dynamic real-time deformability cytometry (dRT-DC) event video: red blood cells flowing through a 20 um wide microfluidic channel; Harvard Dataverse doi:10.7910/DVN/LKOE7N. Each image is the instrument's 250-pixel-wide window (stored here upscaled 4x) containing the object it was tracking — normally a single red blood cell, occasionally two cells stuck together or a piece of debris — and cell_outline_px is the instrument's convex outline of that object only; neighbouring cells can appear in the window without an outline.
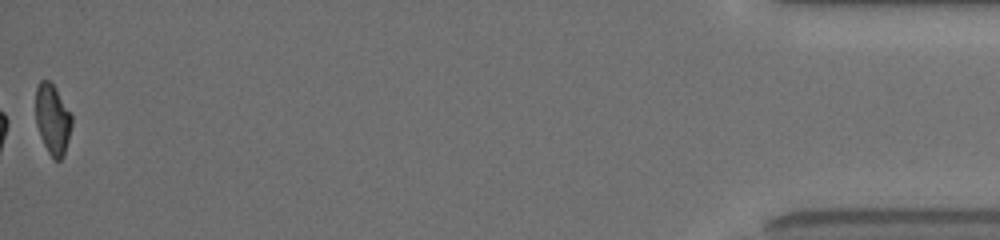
{"species": "common noctule bat (a hibernating species)", "species_latin": "Nyctalus noctula", "temperature_condition": "room temperature", "stored_images_in_passage": 39, "camera_frame_rate_fps": 3000, "um_per_image_px": 0.085, "animal": {"sex": "female", "body_mass_g": 19.5, "forearm_length_mm": 54.1}, "frame": {"image": 1, "passage_image": 39, "time_ms": 12.667, "image_size_px": [1000, 240], "cell_outline_px": [[72, 124], [64, 156], [60, 160], [52, 160], [40, 136], [36, 124], [36, 88], [40, 80], [48, 80], [56, 88], [72, 116]], "centroid_in_image_um": [4.47, 10.16], "position_along_channel_um": 430.7, "area_um2": 14.8}, "authors_computed_cell_mechanics": {"area_um2": 16.0684, "velocity_mm_per_s": 3.9705, "shape_relaxation_time_tau1_ms": 6.146, "shape_relaxation_time_tau2_ms": 3.7723, "deformation_change_tau1": 0.1753, "deformation_change_tau2": 0.1009}}